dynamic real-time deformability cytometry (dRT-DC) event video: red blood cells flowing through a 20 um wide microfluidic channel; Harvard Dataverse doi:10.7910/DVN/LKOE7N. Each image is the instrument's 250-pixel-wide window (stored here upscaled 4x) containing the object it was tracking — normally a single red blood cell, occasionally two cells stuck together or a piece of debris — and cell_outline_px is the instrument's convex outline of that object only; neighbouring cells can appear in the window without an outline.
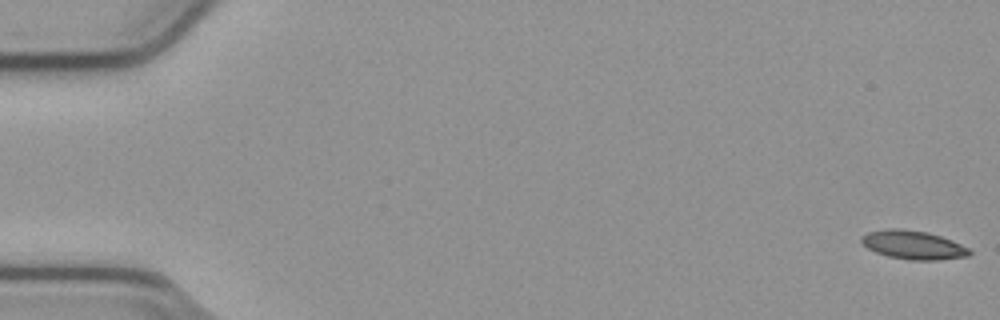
{"species": "common noctule bat (a hibernating species)", "species_latin": "Nyctalus noctula", "temperature_condition": "cold", "stored_images_in_passage": 55, "camera_frame_rate_fps": 3000, "um_per_image_px": 0.085, "animal": {"sex": "male", "body_mass_g": 23.1, "forearm_length_mm": 52.7}, "frame": {"image": 1, "passage_image": 1, "time_ms": 0.0, "image_size_px": [1000, 320], "cell_outline_px": [[972, 252], [968, 256], [940, 260], [908, 260], [888, 256], [876, 252], [868, 248], [860, 240], [860, 236], [868, 232], [888, 228], [900, 228], [928, 232], [952, 240], [968, 248]], "centroid_in_image_um": [77.61, 20.81], "position_along_channel_um": 7.4, "area_um2": 18.09}}
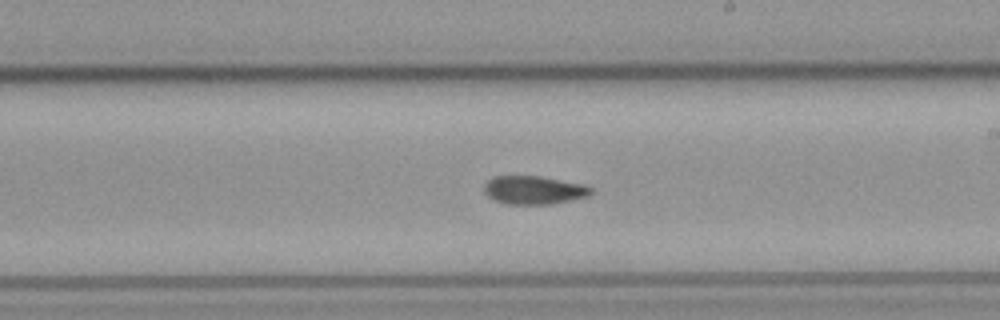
{"frame": {"image": 2, "passage_image": 32, "time_ms": 10.333, "image_size_px": [1000, 320], "cell_outline_px": [[592, 192], [588, 196], [552, 204], [504, 204], [488, 196], [484, 192], [484, 184], [492, 176], [540, 176], [584, 184], [592, 188]], "centroid_in_image_um": [45.37, 16.15], "position_along_channel_um": 243.6, "area_um2": 17.69}}
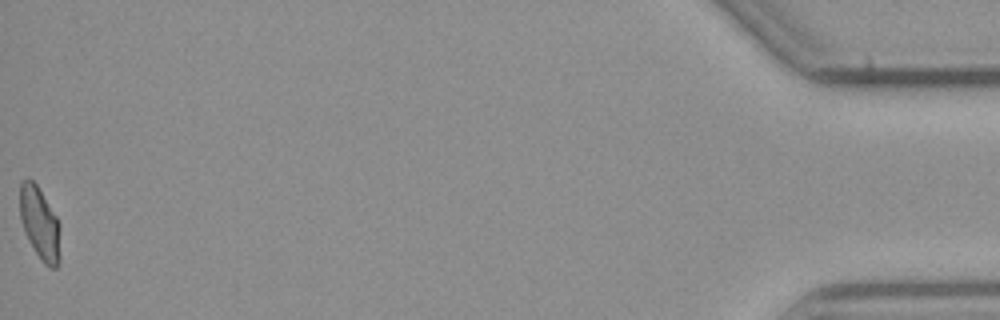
{"frame": {"image": 3, "passage_image": 55, "time_ms": 18.0, "image_size_px": [1000, 320], "cell_outline_px": [[60, 264], [56, 268], [48, 268], [44, 264], [36, 252], [24, 228], [20, 216], [20, 184], [28, 176], [36, 184], [56, 216], [60, 224]], "centroid_in_image_um": [3.42, 19.01], "position_along_channel_um": 431.8, "area_um2": 16.94}, "authors_computed_cell_mechanics": {"area_um2": 17.8602, "velocity_mm_per_s": 3.7996, "shape_relaxation_time_tau1_ms": null, "shape_relaxation_time_tau2_ms": 4.5753, "deformation_change_tau1": null, "deformation_change_tau2": 0.0923}}